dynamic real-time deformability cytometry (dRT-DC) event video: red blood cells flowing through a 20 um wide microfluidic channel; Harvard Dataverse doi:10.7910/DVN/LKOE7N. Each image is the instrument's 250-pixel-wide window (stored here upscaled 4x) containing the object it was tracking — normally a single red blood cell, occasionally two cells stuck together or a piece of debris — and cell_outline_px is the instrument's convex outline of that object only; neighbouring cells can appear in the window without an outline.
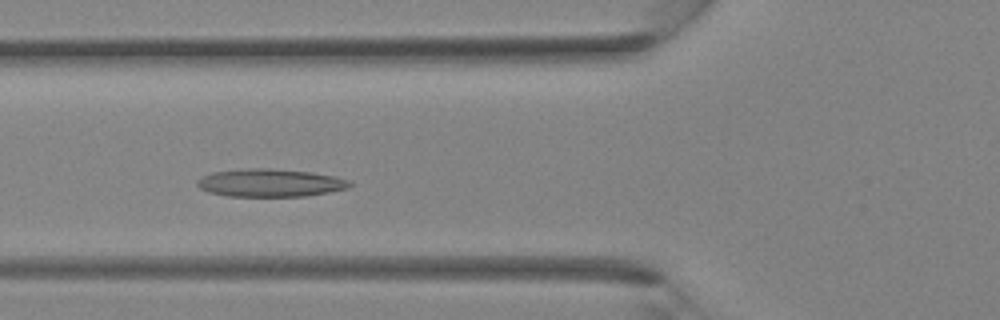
{"species": "Egyptian fruit bat (a non-hibernating species)", "species_latin": "Rousettus aegyptiacus", "temperature_condition": "room temperature", "stored_images_in_passage": 28, "segment_of_instrument_passage": [1, 2], "camera_frame_rate_fps": 3000, "um_per_image_px": 0.085, "animal": {"sex": "female"}, "frame": {"image": 1, "passage_image": 4, "time_ms": 1.0, "image_size_px": [1000, 320], "cell_outline_px": [[352, 184], [348, 188], [308, 196], [228, 196], [208, 192], [200, 188], [196, 184], [196, 180], [212, 172], [248, 168], [268, 168], [312, 172], [336, 176], [348, 180]], "centroid_in_image_um": [22.96, 15.54], "position_along_channel_um": 102.8, "area_um2": 24.8}}
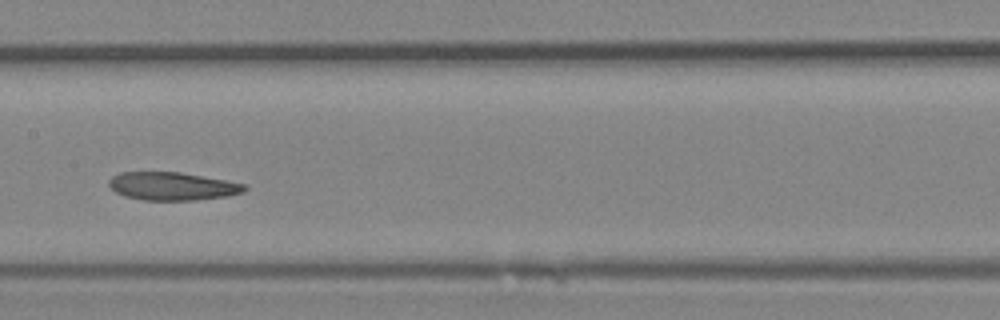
{"frame": {"image": 2, "passage_image": 9, "time_ms": 2.667, "image_size_px": [1000, 320], "cell_outline_px": [[248, 188], [244, 192], [228, 196], [196, 200], [144, 200], [124, 196], [116, 192], [108, 184], [108, 180], [112, 176], [120, 172], [180, 172], [248, 184]], "centroid_in_image_um": [14.68, 15.83], "position_along_channel_um": 192.7, "area_um2": 22.31}}
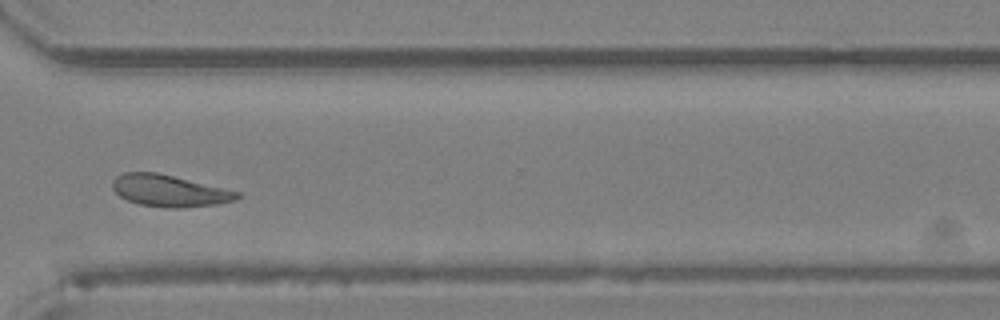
{"frame": {"image": 3, "passage_image": 18, "time_ms": 5.667, "image_size_px": [1000, 320], "cell_outline_px": [[240, 196], [236, 200], [220, 204], [180, 208], [168, 208], [140, 204], [128, 200], [120, 196], [112, 188], [112, 180], [116, 176], [124, 172], [156, 172], [240, 192]], "centroid_in_image_um": [14.39, 16.22], "position_along_channel_um": 356.2, "area_um2": 22.95}}